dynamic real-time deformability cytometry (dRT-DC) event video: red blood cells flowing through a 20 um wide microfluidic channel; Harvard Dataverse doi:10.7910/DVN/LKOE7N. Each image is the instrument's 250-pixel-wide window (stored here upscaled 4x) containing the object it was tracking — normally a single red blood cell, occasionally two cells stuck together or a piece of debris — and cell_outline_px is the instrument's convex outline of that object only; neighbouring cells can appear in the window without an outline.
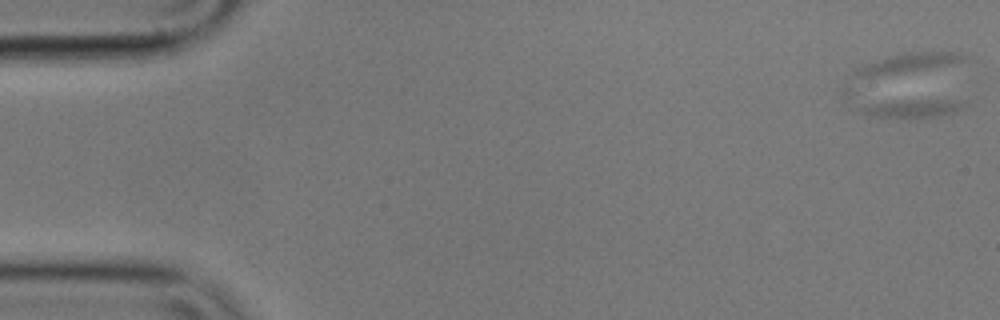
{"species": "common noctule bat (a hibernating species)", "species_latin": "Nyctalus noctula", "temperature_condition": "cold", "stored_images_in_passage": 3, "camera_frame_rate_fps": 3000, "um_per_image_px": 0.085, "animal": {"sex": "male", "body_mass_g": 17.9}, "frame": {"image": 1, "passage_image": 1, "time_ms": 0.0, "image_size_px": [1000, 320], "cell_outline_px": [[968, 104], [952, 112], [940, 116], [908, 120], [864, 116], [856, 112], [856, 108], [872, 104], [900, 100], [968, 100]], "centroid_in_image_um": [77.46, 9.26], "position_along_channel_um": 7.5, "area_um2": 11.73}}